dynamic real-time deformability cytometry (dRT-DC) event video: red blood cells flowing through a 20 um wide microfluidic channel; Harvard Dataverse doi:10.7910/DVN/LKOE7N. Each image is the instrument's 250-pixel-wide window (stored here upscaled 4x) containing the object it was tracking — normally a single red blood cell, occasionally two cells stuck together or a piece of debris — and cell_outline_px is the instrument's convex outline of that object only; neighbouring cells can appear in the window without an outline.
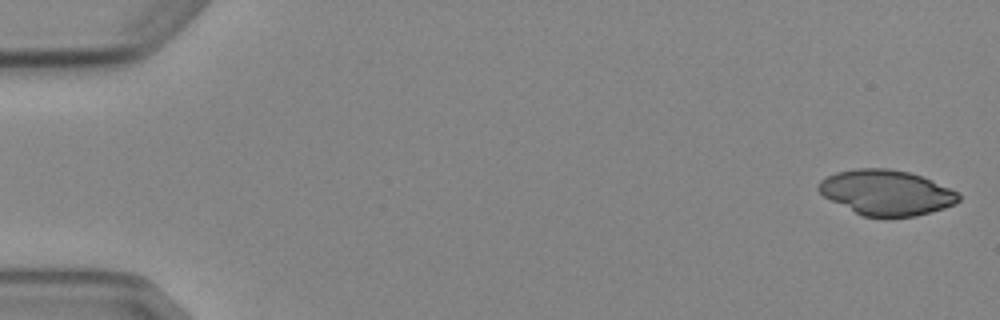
{"species": "Egyptian fruit bat (a non-hibernating species)", "species_latin": "Rousettus aegyptiacus", "temperature_condition": "cold", "stored_images_in_passage": 5, "camera_frame_rate_fps": 3000, "um_per_image_px": 0.085, "animal": {"sex": "female"}, "frame": {"image": 1, "passage_image": 1, "time_ms": 0.0, "image_size_px": [1000, 320], "cell_outline_px": [[960, 200], [956, 204], [944, 208], [916, 216], [864, 216], [824, 196], [816, 188], [816, 184], [820, 180], [836, 172], [856, 168], [888, 168], [908, 172], [920, 176], [948, 188], [956, 192], [960, 196]], "centroid_in_image_um": [75.32, 16.35], "position_along_channel_um": 9.7, "area_um2": 36.3}}